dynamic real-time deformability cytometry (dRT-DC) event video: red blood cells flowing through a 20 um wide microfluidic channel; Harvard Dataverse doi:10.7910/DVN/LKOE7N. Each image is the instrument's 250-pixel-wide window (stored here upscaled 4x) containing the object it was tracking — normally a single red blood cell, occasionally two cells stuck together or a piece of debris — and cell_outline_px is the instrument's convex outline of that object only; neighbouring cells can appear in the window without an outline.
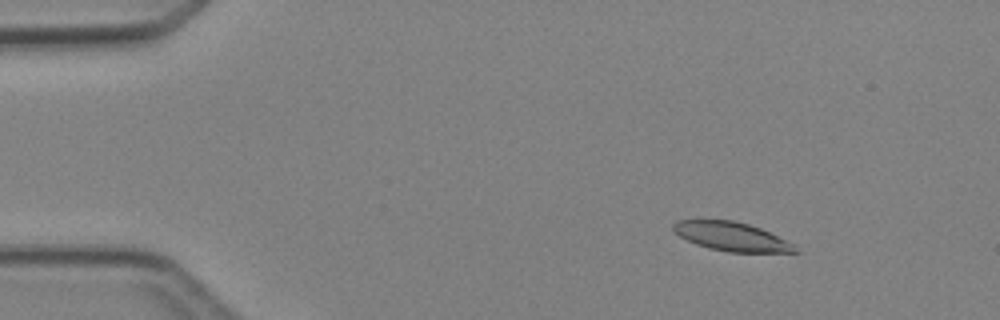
{"species": "Egyptian fruit bat (a non-hibernating species)", "species_latin": "Rousettus aegyptiacus", "temperature_condition": "cold", "stored_images_in_passage": 5, "camera_frame_rate_fps": 3000, "um_per_image_px": 0.085, "animal": {"sex": "female"}, "frame": {"image": 1, "passage_image": 2, "time_ms": 1.333, "image_size_px": [1000, 320], "cell_outline_px": [[800, 252], [728, 252], [708, 248], [696, 244], [672, 232], [672, 224], [676, 220], [732, 220], [748, 224], [760, 228], [796, 244]], "centroid_in_image_um": [62.19, 20.11], "position_along_channel_um": 22.8, "area_um2": 20.58}}